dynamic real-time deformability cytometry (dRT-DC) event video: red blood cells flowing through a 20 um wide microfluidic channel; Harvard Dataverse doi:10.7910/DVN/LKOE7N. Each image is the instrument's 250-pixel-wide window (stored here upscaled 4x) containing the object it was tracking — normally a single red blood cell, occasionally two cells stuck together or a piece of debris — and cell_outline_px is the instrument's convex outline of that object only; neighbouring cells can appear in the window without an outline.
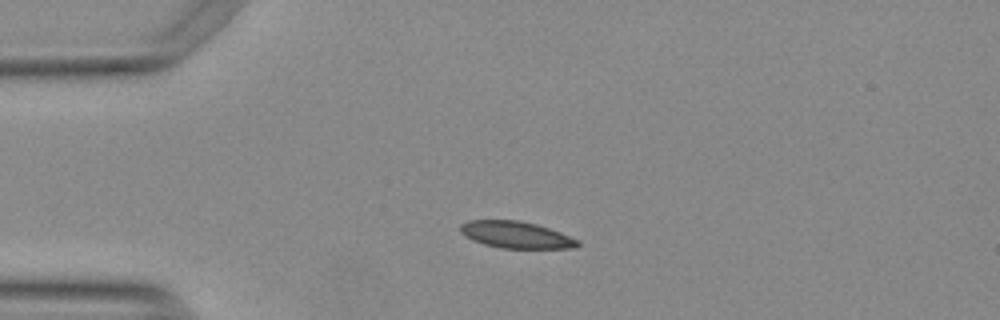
{"species": "Egyptian fruit bat (a non-hibernating species)", "species_latin": "Rousettus aegyptiacus", "temperature_condition": "warm", "stored_images_in_passage": 43, "camera_frame_rate_fps": 3000, "um_per_image_px": 0.085, "animal": {"sex": "female"}, "frame": {"image": 1, "passage_image": 1, "time_ms": 0.0, "image_size_px": [1000, 320], "cell_outline_px": [[580, 244], [576, 248], [500, 248], [484, 244], [472, 240], [460, 232], [460, 224], [468, 220], [520, 220], [536, 224], [560, 232], [580, 240]], "centroid_in_image_um": [43.87, 19.95], "position_along_channel_um": 41.1, "area_um2": 18.38}}
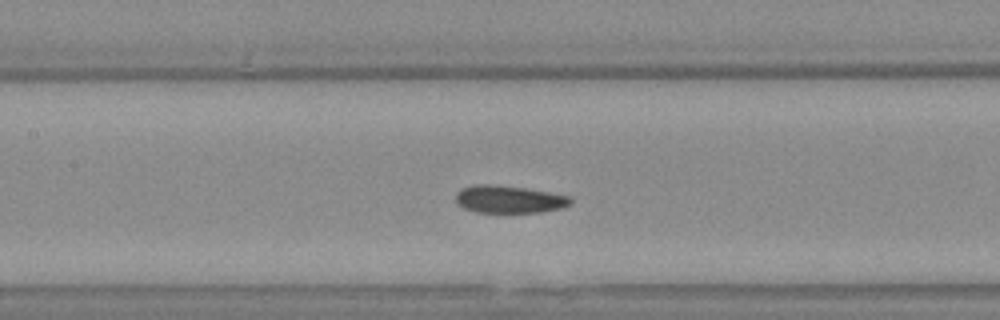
{"frame": {"image": 2, "passage_image": 13, "time_ms": 4.0, "image_size_px": [1000, 320], "cell_outline_px": [[572, 204], [564, 208], [540, 212], [476, 212], [464, 208], [456, 204], [456, 192], [460, 188], [476, 184], [488, 184], [524, 188], [572, 196]], "centroid_in_image_um": [43.28, 16.94], "position_along_channel_um": 164.1, "area_um2": 18.55}}
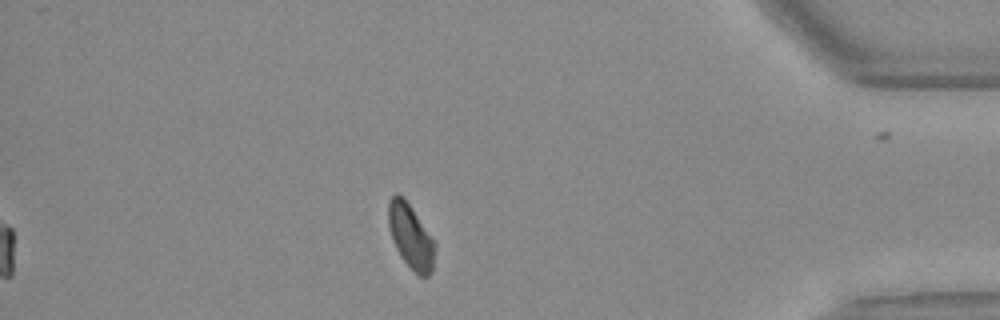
{"frame": {"image": 3, "passage_image": 35, "time_ms": 11.333, "image_size_px": [1000, 320], "cell_outline_px": [[436, 244], [432, 272], [428, 276], [420, 276], [400, 256], [392, 240], [388, 224], [388, 200], [396, 192], [404, 196]], "centroid_in_image_um": [34.89, 20.05], "position_along_channel_um": 400.3, "area_um2": 17.4}, "authors_computed_cell_mechanics": {"area_um2": 18.496, "velocity_mm_per_s": 3.758, "shape_relaxation_time_tau1_ms": null, "shape_relaxation_time_tau2_ms": 1.8339, "deformation_change_tau1": null, "deformation_change_tau2": 0.0585}}